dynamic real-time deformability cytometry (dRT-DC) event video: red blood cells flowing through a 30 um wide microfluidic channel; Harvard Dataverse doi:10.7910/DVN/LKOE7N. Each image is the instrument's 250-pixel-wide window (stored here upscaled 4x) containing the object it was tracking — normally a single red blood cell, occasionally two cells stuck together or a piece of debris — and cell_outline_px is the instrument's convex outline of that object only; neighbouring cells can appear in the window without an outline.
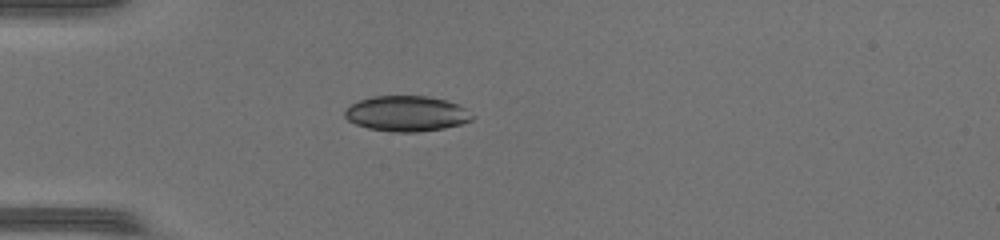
{"species": "common noctule bat (a hibernating species)", "species_latin": "Nyctalus noctula", "temperature_condition": "warm", "stored_images_in_passage": 35, "camera_frame_rate_fps": 3000, "um_per_image_px": 0.085, "animal": {"sex": "female", "body_mass_g": 17.0, "forearm_length_mm": 48.0}, "frame": {"image": 1, "passage_image": 1, "time_ms": 0.0, "image_size_px": [1000, 240], "cell_outline_px": [[476, 116], [472, 120], [460, 124], [444, 128], [416, 132], [392, 132], [368, 128], [356, 124], [348, 120], [344, 116], [344, 112], [352, 104], [360, 100], [372, 96], [428, 96], [444, 100], [456, 104], [464, 108]], "centroid_in_image_um": [34.56, 9.66], "position_along_channel_um": 50.4, "area_um2": 26.18}}
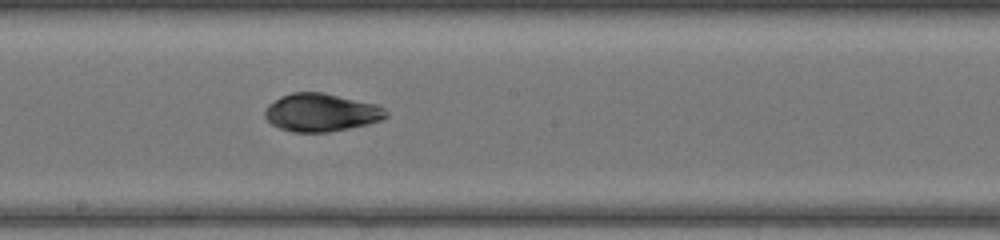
{"frame": {"image": 2, "passage_image": 14, "time_ms": 4.333, "image_size_px": [1000, 240], "cell_outline_px": [[388, 116], [384, 120], [368, 124], [328, 132], [292, 132], [280, 128], [272, 124], [264, 116], [264, 108], [268, 104], [280, 96], [292, 92], [324, 92], [376, 104], [384, 108], [388, 112]], "centroid_in_image_um": [27.3, 9.55], "position_along_channel_um": 220.9, "area_um2": 27.05}}
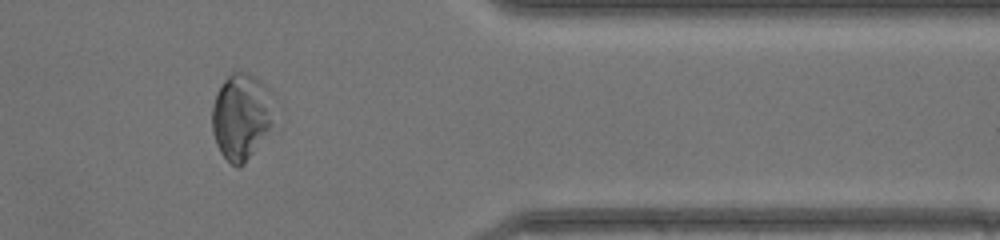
{"frame": {"image": 3, "passage_image": 27, "time_ms": 8.667, "image_size_px": [1000, 240], "cell_outline_px": [[272, 124], [244, 164], [240, 168], [236, 168], [220, 152], [216, 144], [212, 132], [212, 104], [216, 92], [224, 80], [232, 72], [248, 72], [256, 76], [272, 92]], "centroid_in_image_um": [20.48, 9.87], "position_along_channel_um": 390.9, "area_um2": 31.04}, "authors_computed_cell_mechanics": {"area_um2": 26.9348, "velocity_mm_per_s": 4.308, "shape_relaxation_time_tau1_ms": 2.5781, "shape_relaxation_time_tau2_ms": 2.2914, "deformation_change_tau1": 0.1101, "deformation_change_tau2": 0.047}}